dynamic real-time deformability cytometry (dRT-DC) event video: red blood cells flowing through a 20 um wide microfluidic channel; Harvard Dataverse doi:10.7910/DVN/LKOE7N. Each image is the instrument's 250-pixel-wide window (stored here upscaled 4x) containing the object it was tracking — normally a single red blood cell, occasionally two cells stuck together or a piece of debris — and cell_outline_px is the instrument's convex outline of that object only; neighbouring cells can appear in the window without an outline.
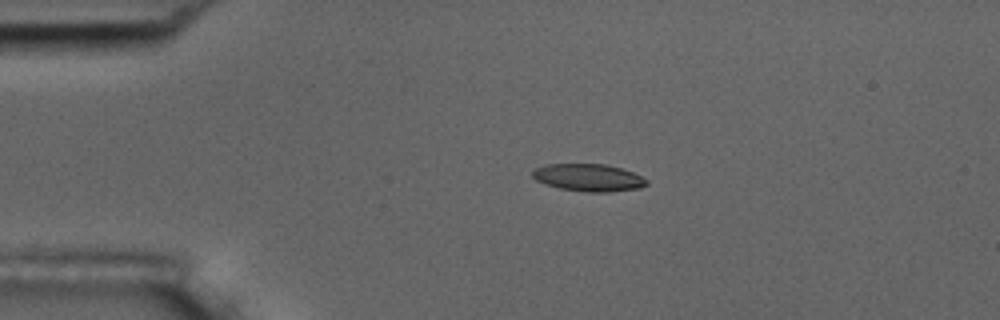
{"species": "common noctule bat (a hibernating species)", "species_latin": "Nyctalus noctula", "temperature_condition": "room temperature", "stored_images_in_passage": 5, "camera_frame_rate_fps": 3000, "um_per_image_px": 0.085, "animal": {"sex": "male", "body_mass_g": 17.5, "forearm_length_mm": 52.3}, "frame": {"image": 1, "passage_image": 4, "time_ms": 1.0, "image_size_px": [1000, 320], "cell_outline_px": [[648, 184], [636, 188], [608, 192], [588, 192], [560, 188], [544, 184], [536, 180], [532, 176], [532, 172], [536, 168], [544, 164], [604, 164], [620, 168], [632, 172], [648, 180]], "centroid_in_image_um": [49.99, 15.09], "position_along_channel_um": 35.0, "area_um2": 18.03}}